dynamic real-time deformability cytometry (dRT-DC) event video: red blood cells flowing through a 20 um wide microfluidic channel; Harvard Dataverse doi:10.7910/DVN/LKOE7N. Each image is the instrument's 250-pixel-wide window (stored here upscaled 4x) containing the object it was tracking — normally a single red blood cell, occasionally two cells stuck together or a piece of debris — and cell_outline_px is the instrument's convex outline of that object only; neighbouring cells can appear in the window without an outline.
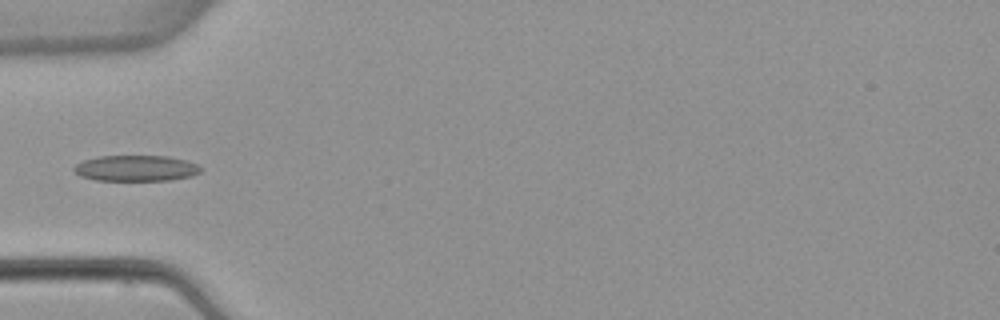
{"species": "common noctule bat (a hibernating species)", "species_latin": "Nyctalus noctula", "temperature_condition": "warm", "stored_images_in_passage": 5, "segment_of_instrument_passage": [2, 2], "camera_frame_rate_fps": 3000, "um_per_image_px": 0.085, "animal": {"sex": "female", "body_mass_g": 22.7, "forearm_length_mm": 54.2}, "frame": {"image": 1, "passage_image": 5, "time_ms": 4.667, "image_size_px": [1000, 320], "cell_outline_px": [[200, 172], [192, 176], [172, 180], [96, 180], [80, 176], [72, 168], [76, 164], [84, 160], [96, 156], [168, 156], [188, 160], [196, 164], [200, 168]], "centroid_in_image_um": [11.56, 14.29], "position_along_channel_um": 73.4, "area_um2": 19.13}}